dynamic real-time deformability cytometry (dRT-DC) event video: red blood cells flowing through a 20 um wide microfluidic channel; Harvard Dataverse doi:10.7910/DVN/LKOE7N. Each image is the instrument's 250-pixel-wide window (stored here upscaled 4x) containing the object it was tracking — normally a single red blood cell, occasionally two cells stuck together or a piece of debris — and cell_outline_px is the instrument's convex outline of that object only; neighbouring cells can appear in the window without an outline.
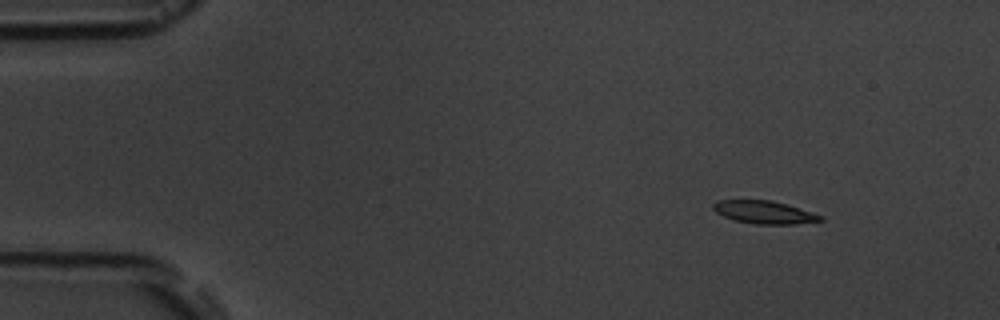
{"species": "common noctule bat (a hibernating species)", "species_latin": "Nyctalus noctula", "temperature_condition": "room temperature", "stored_images_in_passage": 4, "camera_frame_rate_fps": 3000, "um_per_image_px": 0.085, "animal": {"sex": "male", "body_mass_g": 19.5, "forearm_length_mm": 54.6}, "frame": {"image": 1, "passage_image": 1, "time_ms": 0.0, "image_size_px": [1000, 320], "cell_outline_px": [[824, 220], [792, 224], [756, 224], [736, 220], [724, 216], [716, 212], [712, 208], [712, 204], [716, 200], [772, 200], [788, 204], [824, 216]], "centroid_in_image_um": [64.97, 18.03], "position_along_channel_um": 20.0, "area_um2": 14.28}}
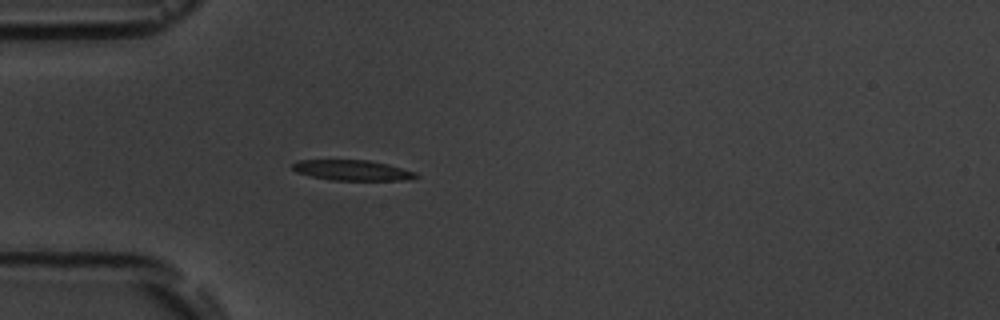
{"frame": {"image": 2, "passage_image": 4, "time_ms": 3.333, "image_size_px": [1000, 320], "cell_outline_px": [[420, 176], [408, 180], [332, 180], [312, 176], [296, 172], [292, 168], [292, 164], [296, 160], [368, 160], [388, 164], [416, 172]], "centroid_in_image_um": [29.96, 14.47], "position_along_channel_um": 55.0, "area_um2": 14.68}}